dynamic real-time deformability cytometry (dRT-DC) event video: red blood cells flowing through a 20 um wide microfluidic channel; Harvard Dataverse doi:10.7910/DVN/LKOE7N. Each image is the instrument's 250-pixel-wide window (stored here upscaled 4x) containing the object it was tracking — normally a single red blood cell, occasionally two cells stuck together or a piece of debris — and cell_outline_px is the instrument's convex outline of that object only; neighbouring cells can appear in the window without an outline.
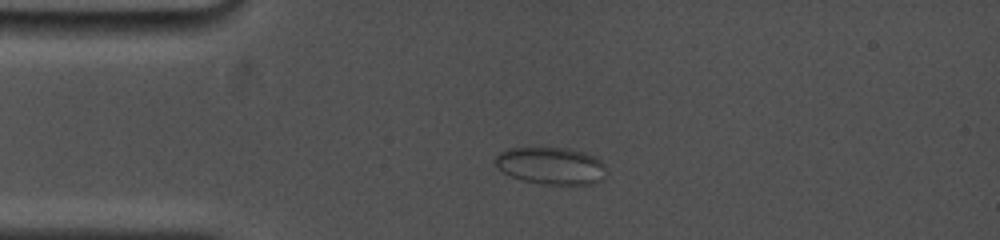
{"species": "common noctule bat (a hibernating species)", "species_latin": "Nyctalus noctula", "temperature_condition": "cold", "stored_images_in_passage": 11, "camera_frame_rate_fps": 5000, "um_per_image_px": 0.085, "animal": {"sex": "female", "body_mass_g": 19.0, "forearm_length_mm": 53.3}, "frame": {"image": 1, "passage_image": 7, "time_ms": 3.4, "image_size_px": [1000, 240], "cell_outline_px": [[604, 180], [592, 184], [544, 184], [524, 180], [512, 176], [504, 172], [492, 160], [500, 152], [508, 148], [568, 148], [584, 152], [596, 156], [604, 164]], "centroid_in_image_um": [46.86, 14.08], "position_along_channel_um": 38.1, "area_um2": 23.99}}
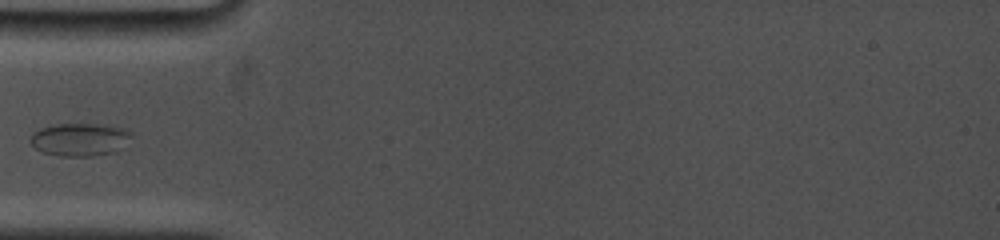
{"frame": {"image": 2, "passage_image": 10, "time_ms": 5.2, "image_size_px": [1000, 240], "cell_outline_px": [[132, 136], [124, 148], [116, 152], [92, 156], [60, 156], [44, 152], [36, 148], [28, 140], [32, 132], [40, 128], [56, 124], [104, 124], [128, 128], [132, 132]], "centroid_in_image_um": [6.84, 11.85], "position_along_channel_um": 78.2, "area_um2": 19.83}}